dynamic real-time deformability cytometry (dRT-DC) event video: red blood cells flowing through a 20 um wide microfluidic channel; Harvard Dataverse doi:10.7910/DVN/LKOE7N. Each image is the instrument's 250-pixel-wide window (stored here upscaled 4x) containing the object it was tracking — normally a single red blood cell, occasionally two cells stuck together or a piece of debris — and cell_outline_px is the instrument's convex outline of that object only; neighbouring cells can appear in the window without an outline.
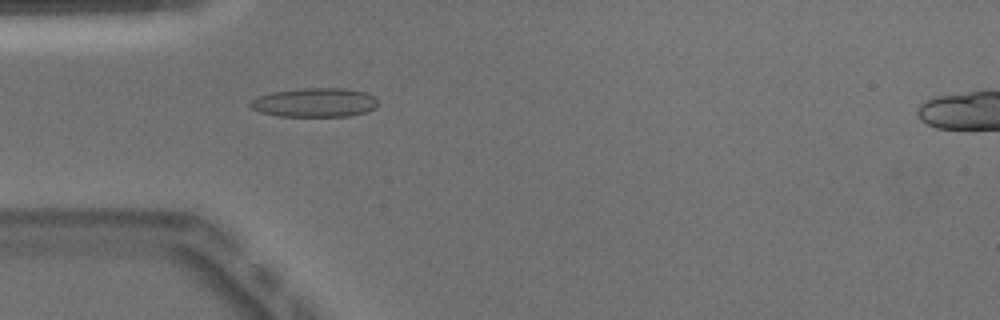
{"species": "Egyptian fruit bat (a non-hibernating species)", "species_latin": "Rousettus aegyptiacus", "temperature_condition": "warm", "stored_images_in_passage": 50, "camera_frame_rate_fps": 3000, "um_per_image_px": 0.085, "animal": {"sex": "male"}, "frame": {"image": 1, "passage_image": 15, "time_ms": 4.667, "image_size_px": [1000, 320], "cell_outline_px": [[376, 108], [368, 112], [348, 116], [280, 116], [260, 112], [252, 108], [248, 104], [256, 96], [272, 92], [300, 88], [344, 88], [368, 92], [376, 100]], "centroid_in_image_um": [26.75, 8.71], "position_along_channel_um": 58.2, "area_um2": 21.73}, "authors_computed_cell_mechanics": {"area_um2": 20.6346, "velocity_mm_per_s": 3.9838, "shape_relaxation_time_tau1_ms": null, "shape_relaxation_time_tau2_ms": 1.1943, "deformation_change_tau1": null, "deformation_change_tau2": 0.083}}